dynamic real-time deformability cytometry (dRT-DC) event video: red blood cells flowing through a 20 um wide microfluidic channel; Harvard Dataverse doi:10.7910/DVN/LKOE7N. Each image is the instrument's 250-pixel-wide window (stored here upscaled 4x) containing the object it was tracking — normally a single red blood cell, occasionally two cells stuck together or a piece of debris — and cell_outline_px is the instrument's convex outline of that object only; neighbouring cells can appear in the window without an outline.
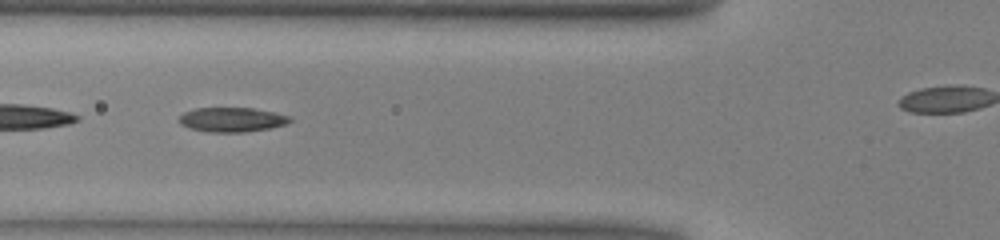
{"species": "common noctule bat (a hibernating species)", "species_latin": "Nyctalus noctula", "temperature_condition": "warm", "stored_images_in_passage": 35, "camera_frame_rate_fps": 3000, "um_per_image_px": 0.085, "animal": {"sex": "male", "body_mass_g": 13.0, "forearm_length_mm": 53.1}, "frame": {"image": 1, "passage_image": 11, "time_ms": 3.333, "image_size_px": [1000, 240], "cell_outline_px": [[292, 120], [288, 124], [268, 128], [244, 132], [208, 132], [188, 128], [180, 124], [180, 116], [184, 112], [196, 108], [252, 108], [292, 116]], "centroid_in_image_um": [19.72, 10.17], "position_along_channel_um": 106.1, "area_um2": 15.78}}